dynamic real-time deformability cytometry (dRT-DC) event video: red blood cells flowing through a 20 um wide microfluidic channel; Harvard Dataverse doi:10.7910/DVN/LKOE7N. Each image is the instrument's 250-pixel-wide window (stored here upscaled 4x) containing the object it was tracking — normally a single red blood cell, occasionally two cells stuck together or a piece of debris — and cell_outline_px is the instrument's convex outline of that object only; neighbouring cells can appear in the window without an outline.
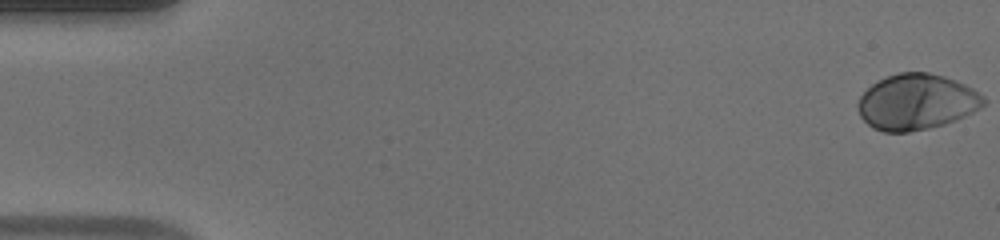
{"species": "human", "species_latin": "Homo sapiens", "temperature_condition": "warm", "stored_images_in_passage": 53, "camera_frame_rate_fps": 3000, "um_per_image_px": 0.085, "donor": {"sex": "male"}, "frame": {"image": 1, "passage_image": 1, "time_ms": 0.0, "image_size_px": [1000, 240], "cell_outline_px": [[984, 104], [952, 120], [940, 124], [908, 132], [884, 132], [868, 124], [860, 116], [860, 96], [872, 84], [888, 76], [900, 72], [924, 72], [940, 76], [952, 80], [976, 92], [984, 100]], "centroid_in_image_um": [77.81, 8.66], "position_along_channel_um": 7.2, "area_um2": 38.96}}
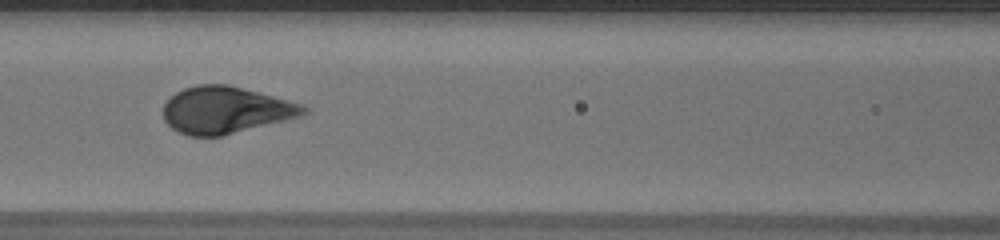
{"frame": {"image": 2, "passage_image": 24, "time_ms": 7.667, "image_size_px": [1000, 240], "cell_outline_px": [[308, 108], [304, 112], [296, 116], [220, 136], [192, 136], [180, 132], [172, 128], [164, 120], [164, 104], [176, 92], [184, 88], [200, 84], [224, 84], [256, 92], [284, 100]], "centroid_in_image_um": [19.04, 9.35], "position_along_channel_um": 147.6, "area_um2": 36.76}}
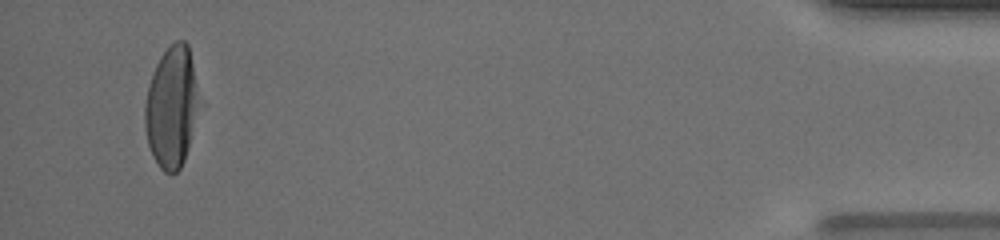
{"frame": {"image": 3, "passage_image": 51, "time_ms": 16.667, "image_size_px": [1000, 240], "cell_outline_px": [[192, 108], [188, 144], [184, 160], [180, 168], [176, 172], [164, 172], [160, 168], [148, 144], [144, 124], [144, 108], [148, 88], [156, 64], [164, 52], [176, 40], [184, 40], [188, 44], [192, 68]], "centroid_in_image_um": [14.45, 9.11], "position_along_channel_um": 420.7, "area_um2": 35.2}, "authors_computed_cell_mechanics": {"area_um2": 37.7434, "velocity_mm_per_s": 3.8946, "shape_relaxation_time_tau1_ms": 3.0739, "shape_relaxation_time_tau2_ms": null, "deformation_change_tau1": 0.1984, "deformation_change_tau2": null}}